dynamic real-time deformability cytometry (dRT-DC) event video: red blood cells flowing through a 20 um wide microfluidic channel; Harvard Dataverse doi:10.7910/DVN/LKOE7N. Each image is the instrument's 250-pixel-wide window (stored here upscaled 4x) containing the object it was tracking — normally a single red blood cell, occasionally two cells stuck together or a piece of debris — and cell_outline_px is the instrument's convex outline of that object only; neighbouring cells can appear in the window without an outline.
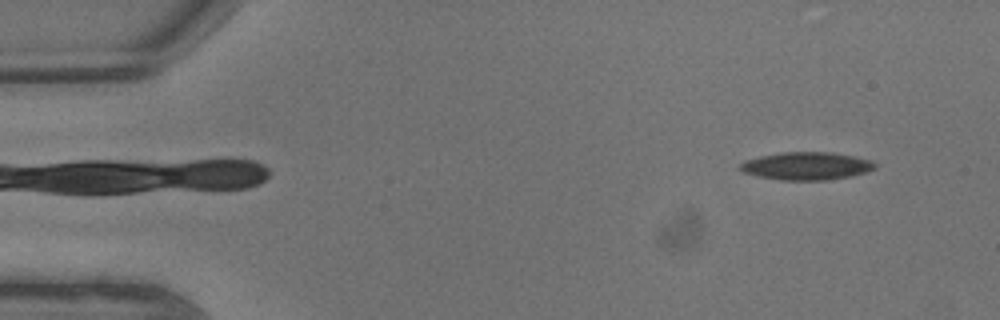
{"species": "common noctule bat (a hibernating species)", "species_latin": "Nyctalus noctula", "temperature_condition": "warm", "stored_images_in_passage": 6, "camera_frame_rate_fps": 3000, "um_per_image_px": 0.085, "animal": {"sex": "male", "body_mass_g": 13.3}, "frame": {"image": 1, "passage_image": 2, "time_ms": 0.333, "image_size_px": [1000, 320], "cell_outline_px": [[876, 168], [852, 176], [828, 180], [780, 180], [760, 176], [744, 172], [736, 168], [744, 160], [760, 156], [780, 152], [832, 152], [856, 156], [872, 160], [876, 164]], "centroid_in_image_um": [68.56, 14.1], "position_along_channel_um": 16.4, "area_um2": 22.02}}
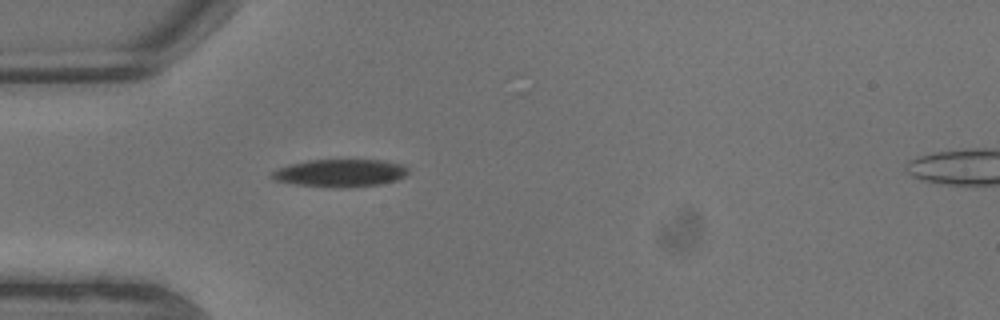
{"frame": {"image": 2, "passage_image": 6, "time_ms": 1.667, "image_size_px": [1000, 320], "cell_outline_px": [[408, 172], [404, 176], [396, 180], [380, 184], [352, 188], [332, 188], [292, 184], [272, 180], [268, 176], [276, 168], [288, 164], [308, 160], [380, 160], [400, 164], [408, 168]], "centroid_in_image_um": [28.83, 14.72], "position_along_channel_um": 56.2, "area_um2": 22.37}}